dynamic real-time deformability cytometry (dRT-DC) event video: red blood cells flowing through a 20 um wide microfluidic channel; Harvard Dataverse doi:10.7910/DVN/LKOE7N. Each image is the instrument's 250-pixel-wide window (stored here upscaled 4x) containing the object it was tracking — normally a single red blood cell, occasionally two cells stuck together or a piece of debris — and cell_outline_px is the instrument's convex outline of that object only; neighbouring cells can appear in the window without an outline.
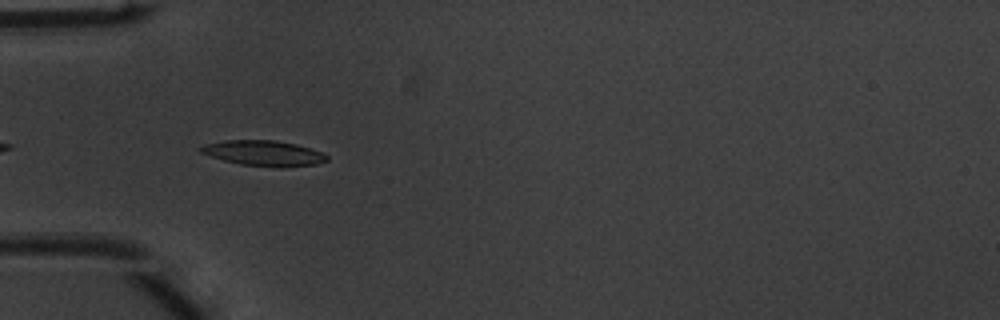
{"species": "common noctule bat (a hibernating species)", "species_latin": "Nyctalus noctula", "temperature_condition": "warm", "stored_images_in_passage": 6, "camera_frame_rate_fps": 3000, "um_per_image_px": 0.085, "animal": {"sex": "male", "body_mass_g": 20.1, "forearm_length_mm": 53.5}, "frame": {"image": 1, "passage_image": 3, "time_ms": 0.667, "image_size_px": [1000, 320], "cell_outline_px": [[328, 160], [316, 164], [280, 168], [240, 164], [224, 160], [200, 152], [200, 148], [204, 144], [224, 140], [276, 140], [296, 144], [320, 152], [328, 156]], "centroid_in_image_um": [22.42, 13.02], "position_along_channel_um": 62.6, "area_um2": 18.55}}